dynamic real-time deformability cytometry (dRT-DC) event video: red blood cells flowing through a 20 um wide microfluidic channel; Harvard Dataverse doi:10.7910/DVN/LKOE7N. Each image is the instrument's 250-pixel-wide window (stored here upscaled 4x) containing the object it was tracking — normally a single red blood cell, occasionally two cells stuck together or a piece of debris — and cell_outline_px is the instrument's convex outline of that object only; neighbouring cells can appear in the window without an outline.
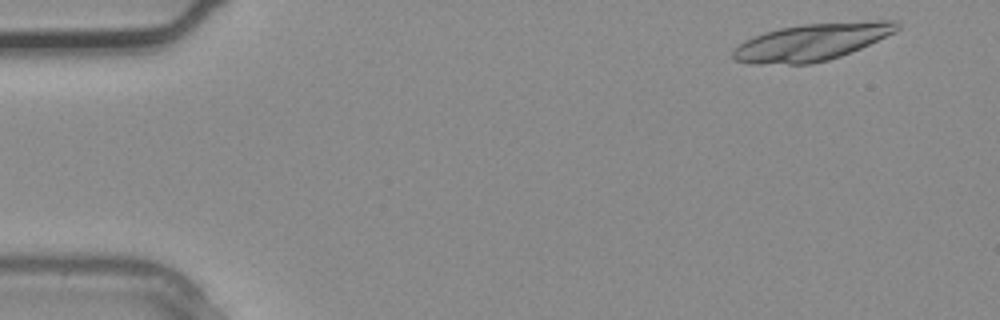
{"species": "common noctule bat (a hibernating species)", "species_latin": "Nyctalus noctula", "temperature_condition": "warm", "stored_images_in_passage": 4, "camera_frame_rate_fps": 3000, "um_per_image_px": 0.085, "animal": {"sex": "male", "body_mass_g": 20.4}, "frame": {"image": 1, "passage_image": 1, "time_ms": 0.0, "image_size_px": [1000, 320], "cell_outline_px": [[900, 28], [896, 32], [852, 52], [828, 60], [812, 64], [752, 64], [736, 60], [732, 56], [732, 52], [744, 40], [764, 32], [780, 28], [800, 24], [872, 20], [896, 20], [900, 24]], "centroid_in_image_um": [69.05, 3.56], "position_along_channel_um": 16.0, "area_um2": 35.72}}